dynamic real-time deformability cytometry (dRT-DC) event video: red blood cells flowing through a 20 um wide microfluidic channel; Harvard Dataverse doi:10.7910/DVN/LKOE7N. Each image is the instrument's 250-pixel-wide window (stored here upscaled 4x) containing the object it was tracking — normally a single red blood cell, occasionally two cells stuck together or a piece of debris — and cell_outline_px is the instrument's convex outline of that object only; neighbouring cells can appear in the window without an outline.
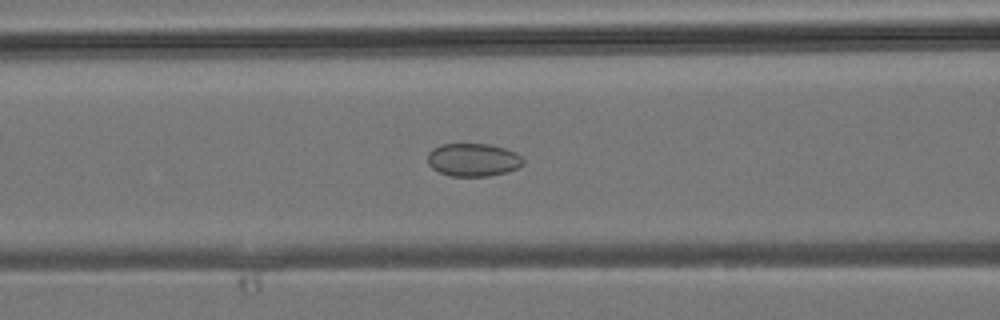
{"species": "common noctule bat (a hibernating species)", "species_latin": "Nyctalus noctula", "temperature_condition": "room temperature", "stored_images_in_passage": 28, "camera_frame_rate_fps": 3000, "um_per_image_px": 0.085, "animal": {"sex": "male", "body_mass_g": 19.2, "forearm_length_mm": 51.8}, "frame": {"image": 1, "passage_image": 7, "time_ms": 2.0, "image_size_px": [1000, 320], "cell_outline_px": [[524, 164], [508, 172], [488, 176], [452, 176], [440, 172], [432, 168], [428, 164], [428, 152], [432, 148], [440, 144], [488, 144], [504, 148], [516, 152], [524, 160]], "centroid_in_image_um": [40.21, 13.58], "position_along_channel_um": 126.4, "area_um2": 18.44}}
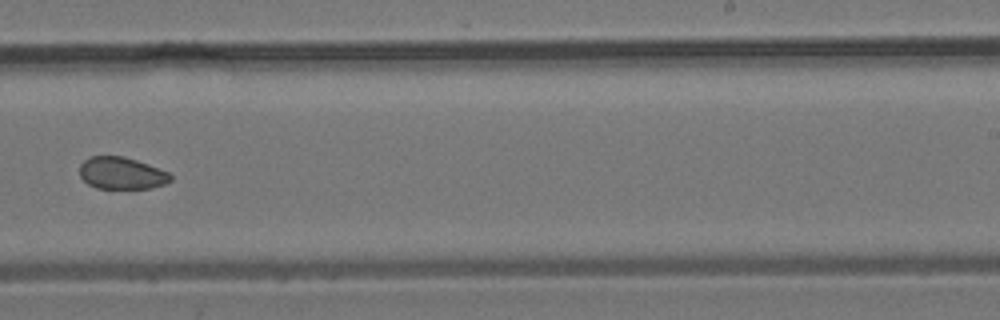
{"frame": {"image": 2, "passage_image": 15, "time_ms": 4.667, "image_size_px": [1000, 320], "cell_outline_px": [[172, 180], [164, 184], [152, 188], [96, 188], [88, 184], [80, 176], [80, 164], [84, 160], [92, 156], [124, 156], [148, 164], [168, 172], [172, 176]], "centroid_in_image_um": [10.34, 14.72], "position_along_channel_um": 278.7, "area_um2": 16.94}}
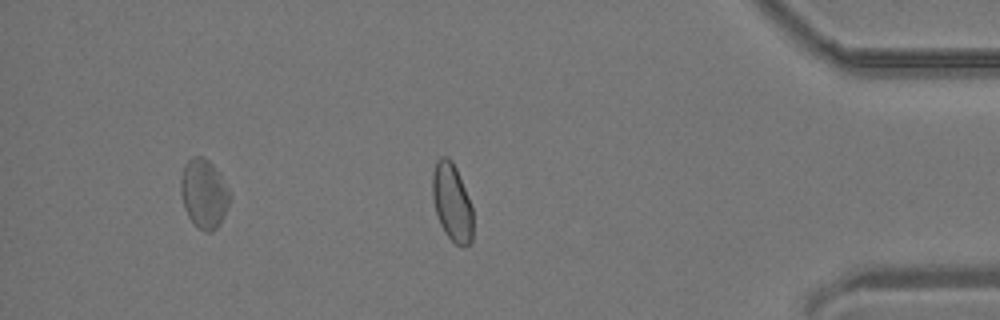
{"frame": {"image": 3, "passage_image": 23, "time_ms": 7.333, "image_size_px": [1000, 320], "cell_outline_px": [[472, 244], [456, 244], [444, 232], [440, 224], [436, 212], [432, 196], [432, 172], [436, 160], [440, 156], [448, 156], [452, 160], [456, 168], [472, 208]], "centroid_in_image_um": [38.39, 17.15], "position_along_channel_um": 396.8, "area_um2": 18.21}}